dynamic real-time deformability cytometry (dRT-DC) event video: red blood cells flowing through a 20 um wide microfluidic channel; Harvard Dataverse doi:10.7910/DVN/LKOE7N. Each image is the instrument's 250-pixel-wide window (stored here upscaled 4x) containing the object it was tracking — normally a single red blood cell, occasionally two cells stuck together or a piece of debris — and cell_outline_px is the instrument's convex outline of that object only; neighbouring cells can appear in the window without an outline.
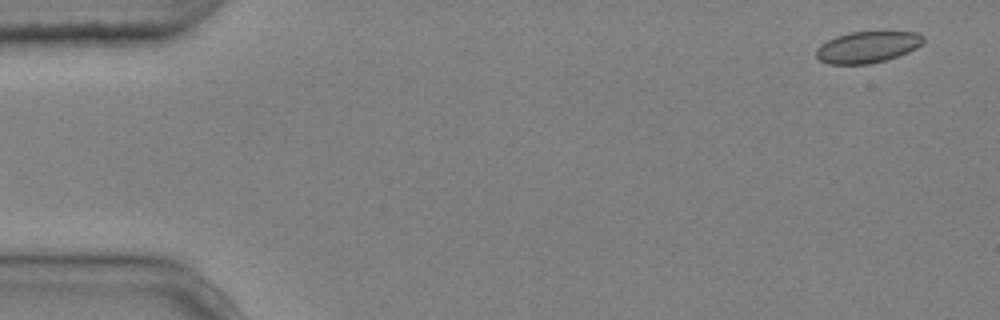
{"species": "common noctule bat (a hibernating species)", "species_latin": "Nyctalus noctula", "temperature_condition": "cold", "stored_images_in_passage": 10, "camera_frame_rate_fps": 3000, "um_per_image_px": 0.085, "animal": {"sex": "male", "body_mass_g": 20.4}, "frame": {"image": 1, "passage_image": 1, "time_ms": 0.0, "image_size_px": [1000, 320], "cell_outline_px": [[924, 40], [916, 48], [908, 52], [884, 60], [868, 64], [828, 64], [820, 60], [816, 56], [816, 48], [820, 44], [836, 36], [852, 32], [916, 32], [924, 36]], "centroid_in_image_um": [73.7, 4.0], "position_along_channel_um": 11.3, "area_um2": 19.42}}